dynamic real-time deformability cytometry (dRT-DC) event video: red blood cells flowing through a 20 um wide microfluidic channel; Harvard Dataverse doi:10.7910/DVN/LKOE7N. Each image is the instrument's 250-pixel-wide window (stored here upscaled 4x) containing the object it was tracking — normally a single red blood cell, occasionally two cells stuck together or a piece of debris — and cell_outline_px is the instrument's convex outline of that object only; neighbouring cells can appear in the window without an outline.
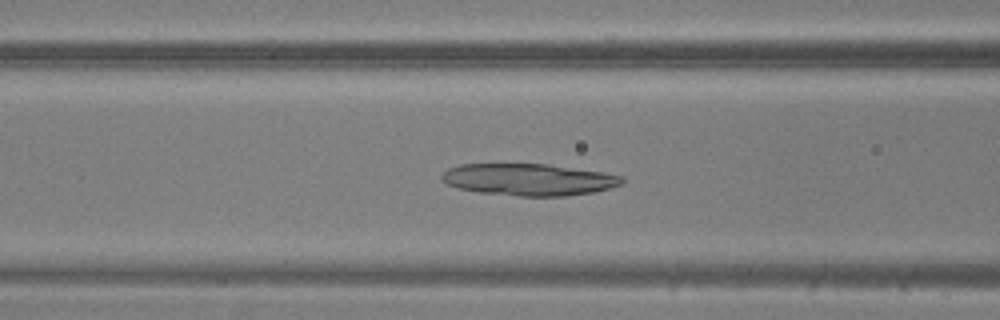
{"species": "common noctule bat (a hibernating species)", "species_latin": "Nyctalus noctula", "temperature_condition": "warm", "stored_images_in_passage": 45, "camera_frame_rate_fps": 3000, "um_per_image_px": 0.085, "animal": {"sex": "male", "body_mass_g": 20.5, "forearm_length_mm": 52.5}, "frame": {"image": 1, "passage_image": 16, "time_ms": 5.0, "image_size_px": [1000, 320], "cell_outline_px": [[624, 184], [596, 192], [568, 196], [520, 196], [480, 192], [456, 188], [440, 180], [440, 176], [448, 168], [460, 164], [548, 164], [600, 172], [620, 176], [624, 180]], "centroid_in_image_um": [44.93, 15.27], "position_along_channel_um": 121.7, "area_um2": 33.52}}
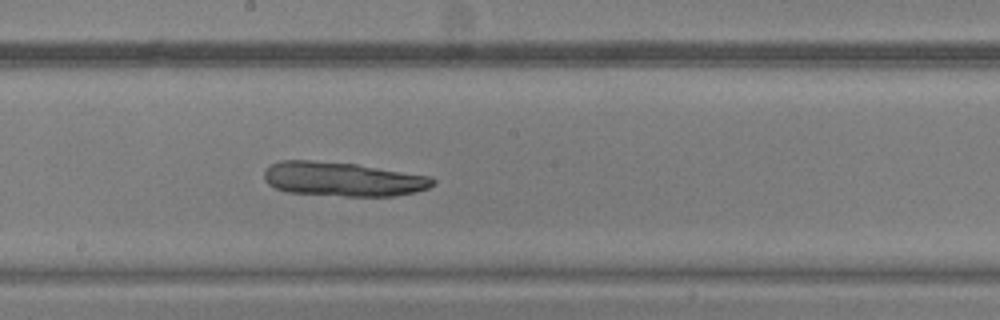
{"frame": {"image": 2, "passage_image": 23, "time_ms": 7.333, "image_size_px": [1000, 320], "cell_outline_px": [[436, 184], [428, 188], [416, 192], [392, 196], [344, 196], [288, 192], [276, 188], [268, 184], [264, 180], [264, 172], [272, 164], [280, 160], [308, 160], [356, 164], [432, 176], [436, 180]], "centroid_in_image_um": [29.17, 15.23], "position_along_channel_um": 219.0, "area_um2": 33.7}}
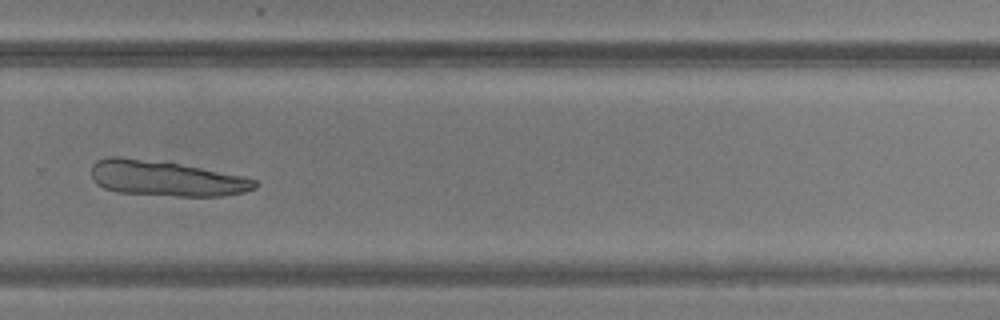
{"frame": {"image": 3, "passage_image": 30, "time_ms": 9.667, "image_size_px": [1000, 320], "cell_outline_px": [[260, 184], [256, 188], [244, 192], [220, 196], [180, 196], [116, 192], [104, 188], [96, 184], [92, 180], [92, 164], [96, 160], [108, 156], [120, 156], [180, 164], [244, 176], [256, 180]], "centroid_in_image_um": [14.09, 15.16], "position_along_channel_um": 315.7, "area_um2": 33.76}}